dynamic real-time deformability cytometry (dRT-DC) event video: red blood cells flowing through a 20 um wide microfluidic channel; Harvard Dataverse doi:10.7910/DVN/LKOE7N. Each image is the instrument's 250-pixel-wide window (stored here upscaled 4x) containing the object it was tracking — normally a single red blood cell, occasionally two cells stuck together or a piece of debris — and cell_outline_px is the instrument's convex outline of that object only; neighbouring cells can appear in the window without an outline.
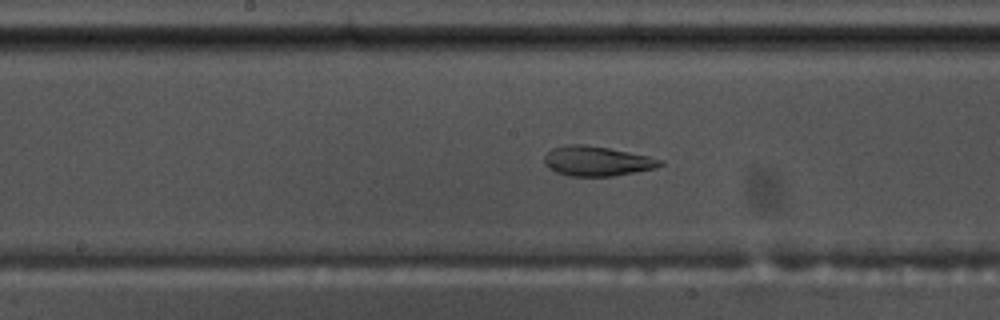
{"species": "common noctule bat (a hibernating species)", "species_latin": "Nyctalus noctula", "temperature_condition": "warm", "stored_images_in_passage": 55, "camera_frame_rate_fps": 3000, "um_per_image_px": 0.085, "animal": {"sex": "male", "body_mass_g": 17.5, "forearm_length_mm": 52.3}, "frame": {"image": 1, "passage_image": 28, "time_ms": 9.0, "image_size_px": [1000, 320], "cell_outline_px": [[664, 164], [656, 168], [612, 176], [568, 176], [556, 172], [548, 168], [544, 164], [544, 156], [552, 148], [568, 144], [584, 144], [608, 148], [648, 156], [664, 160]], "centroid_in_image_um": [50.72, 13.69], "position_along_channel_um": 197.5, "area_um2": 20.11}}
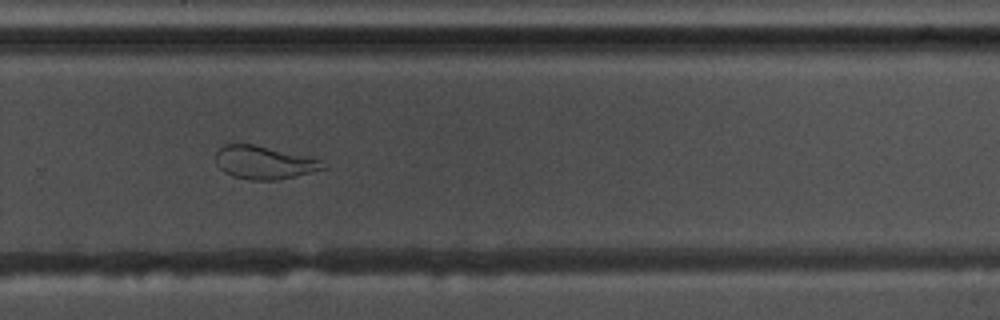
{"frame": {"image": 2, "passage_image": 37, "time_ms": 12.0, "image_size_px": [1000, 320], "cell_outline_px": [[328, 168], [276, 180], [252, 180], [232, 176], [224, 172], [216, 164], [216, 152], [224, 144], [252, 144], [320, 160]], "centroid_in_image_um": [22.39, 13.82], "position_along_channel_um": 307.4, "area_um2": 20.23}}
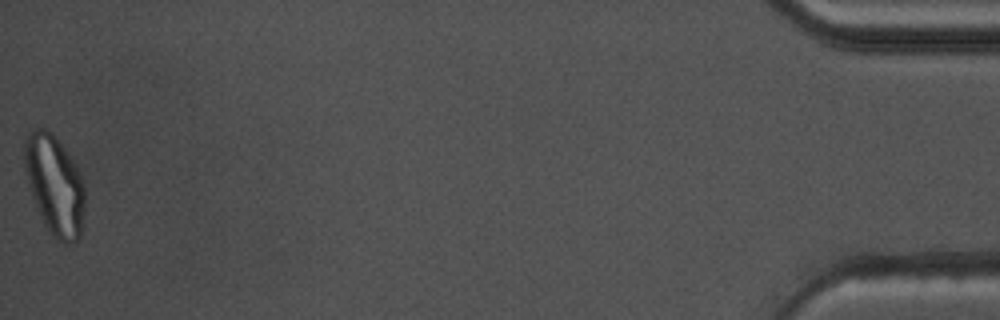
{"frame": {"image": 3, "passage_image": 55, "time_ms": 18.0, "image_size_px": [1000, 320], "cell_outline_px": [[84, 216], [80, 240], [72, 244], [64, 244], [52, 236], [48, 232], [40, 216], [28, 188], [24, 168], [24, 140], [28, 132], [36, 128], [48, 128], [52, 132], [76, 164], [84, 184]], "centroid_in_image_um": [4.64, 15.75], "position_along_channel_um": 430.6, "area_um2": 35.84}, "authors_computed_cell_mechanics": {"area_um2": 25.2008, "velocity_mm_per_s": 3.6648, "shape_relaxation_time_tau1_ms": null, "shape_relaxation_time_tau2_ms": 1.9774, "deformation_change_tau1": null, "deformation_change_tau2": 0.0909}}